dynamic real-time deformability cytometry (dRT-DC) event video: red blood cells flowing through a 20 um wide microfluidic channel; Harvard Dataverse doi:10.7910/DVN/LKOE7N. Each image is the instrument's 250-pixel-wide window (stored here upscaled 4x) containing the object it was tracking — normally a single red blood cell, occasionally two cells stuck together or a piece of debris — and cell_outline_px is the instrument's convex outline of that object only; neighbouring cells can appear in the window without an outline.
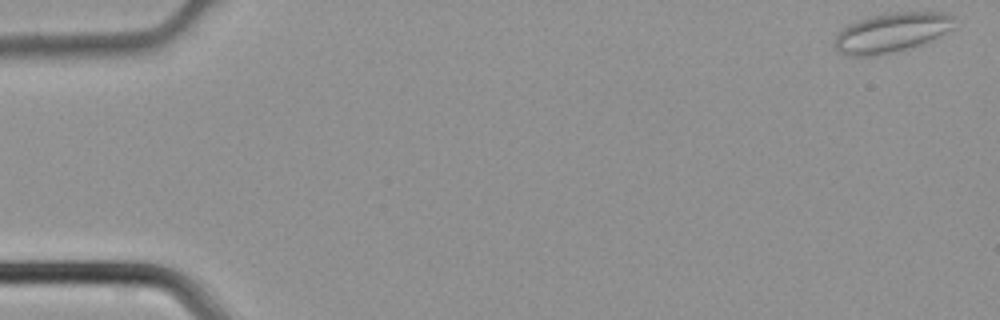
{"species": "common noctule bat (a hibernating species)", "species_latin": "Nyctalus noctula", "temperature_condition": "cold", "stored_images_in_passage": 44, "camera_frame_rate_fps": 3000, "um_per_image_px": 0.085, "animal": {"sex": "male", "body_mass_g": 21.5, "forearm_length_mm": 52.0}, "frame": {"image": 1, "passage_image": 1, "time_ms": 0.0, "image_size_px": [1000, 320], "cell_outline_px": [[952, 28], [924, 44], [892, 52], [872, 56], [848, 56], [840, 52], [832, 44], [836, 32], [848, 24], [868, 16], [892, 12], [944, 12], [952, 16]], "centroid_in_image_um": [75.7, 2.77], "position_along_channel_um": 9.3, "area_um2": 27.63}}
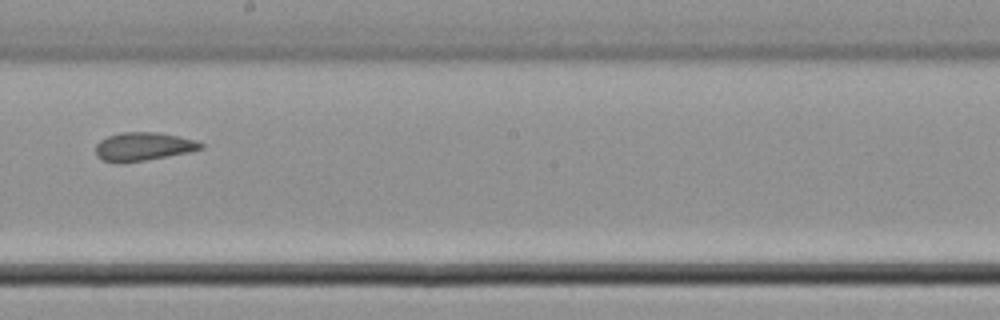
{"frame": {"image": 2, "passage_image": 25, "time_ms": 8.0, "image_size_px": [1000, 320], "cell_outline_px": [[204, 148], [188, 152], [144, 160], [116, 164], [100, 160], [96, 156], [96, 144], [100, 140], [108, 136], [120, 132], [156, 132], [196, 140], [204, 144]], "centroid_in_image_um": [12.12, 12.46], "position_along_channel_um": 236.1, "area_um2": 17.46}}
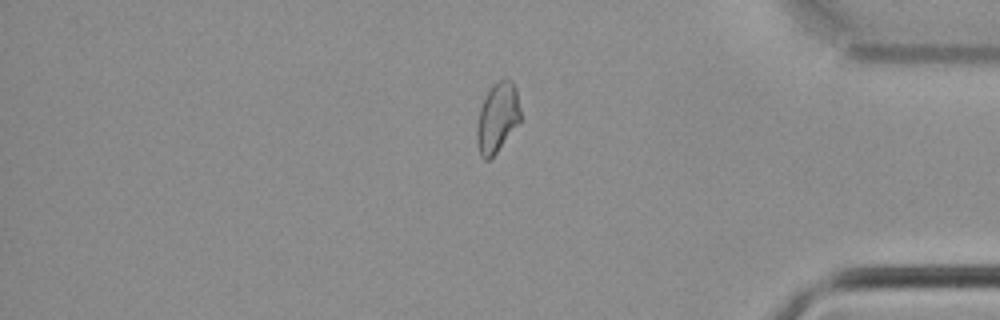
{"frame": {"image": 3, "passage_image": 37, "time_ms": 12.0, "image_size_px": [1000, 320], "cell_outline_px": [[520, 120], [496, 152], [488, 160], [484, 160], [480, 156], [476, 144], [476, 132], [480, 108], [492, 84], [500, 80], [512, 80], [516, 88], [520, 108]], "centroid_in_image_um": [42.26, 10.0], "position_along_channel_um": 392.9, "area_um2": 17.4}}